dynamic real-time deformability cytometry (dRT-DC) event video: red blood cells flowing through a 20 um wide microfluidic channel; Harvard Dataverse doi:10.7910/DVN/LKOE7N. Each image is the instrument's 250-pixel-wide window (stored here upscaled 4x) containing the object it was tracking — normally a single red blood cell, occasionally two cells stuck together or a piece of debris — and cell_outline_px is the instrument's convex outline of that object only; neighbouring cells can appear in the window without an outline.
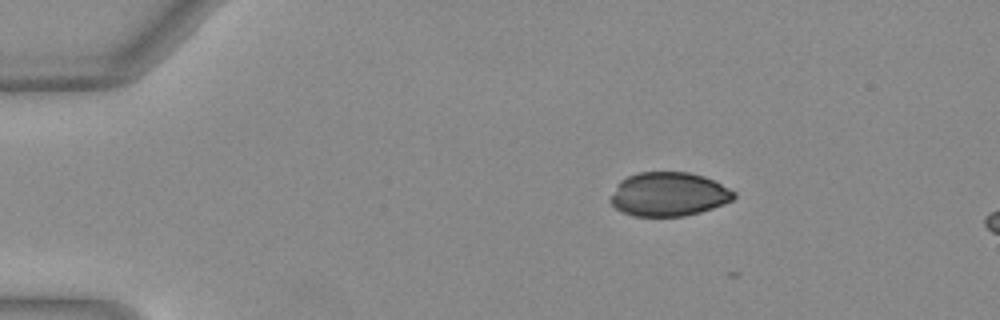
{"species": "Egyptian fruit bat (a non-hibernating species)", "species_latin": "Rousettus aegyptiacus", "temperature_condition": "warm", "stored_images_in_passage": 8, "camera_frame_rate_fps": 3000, "um_per_image_px": 0.085, "animal": {"sex": "female"}, "frame": {"image": 1, "passage_image": 3, "time_ms": 0.667, "image_size_px": [1000, 320], "cell_outline_px": [[736, 196], [732, 200], [724, 204], [700, 212], [684, 216], [636, 216], [624, 212], [616, 208], [608, 200], [620, 180], [628, 176], [640, 172], [688, 172], [704, 176], [736, 192]], "centroid_in_image_um": [56.83, 16.51], "position_along_channel_um": 28.2, "area_um2": 31.44}}